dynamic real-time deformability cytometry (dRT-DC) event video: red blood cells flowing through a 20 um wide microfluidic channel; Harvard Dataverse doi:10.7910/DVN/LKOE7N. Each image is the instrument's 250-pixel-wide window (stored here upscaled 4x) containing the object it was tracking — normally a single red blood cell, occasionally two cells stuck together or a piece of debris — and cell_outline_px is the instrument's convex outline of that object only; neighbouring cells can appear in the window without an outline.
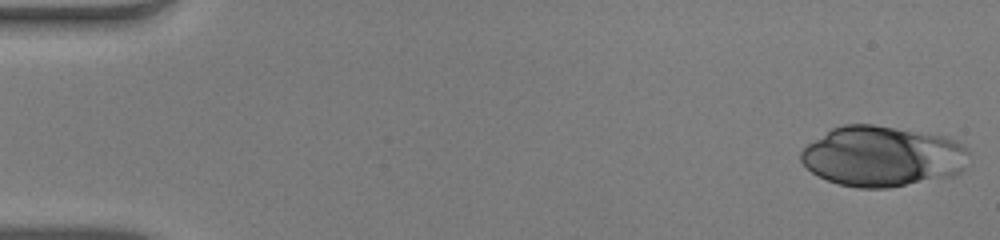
{"species": "human", "species_latin": "Homo sapiens", "temperature_condition": "warm", "stored_images_in_passage": 51, "camera_frame_rate_fps": 3000, "um_per_image_px": 0.085, "donor": {"sex": "male"}, "frame": {"image": 1, "passage_image": 1, "time_ms": 0.0, "image_size_px": [1000, 240], "cell_outline_px": [[968, 152], [964, 168], [956, 176], [888, 188], [856, 188], [840, 184], [828, 180], [812, 172], [800, 160], [800, 152], [808, 144], [832, 128], [844, 124], [872, 124], [948, 136], [956, 140], [968, 148]], "centroid_in_image_um": [75.04, 13.29], "position_along_channel_um": 10.0, "area_um2": 59.48}}
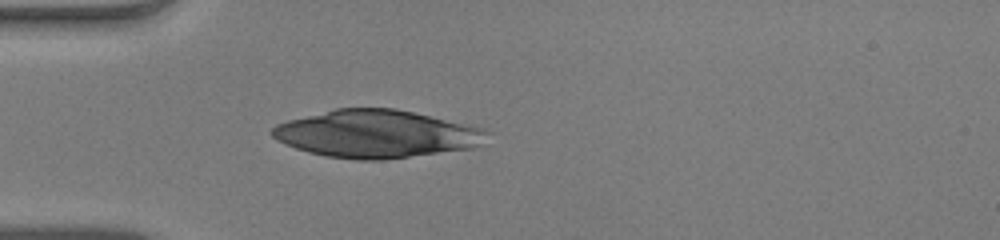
{"frame": {"image": 2, "passage_image": 15, "time_ms": 4.667, "image_size_px": [1000, 240], "cell_outline_px": [[492, 132], [480, 144], [472, 148], [384, 160], [356, 160], [324, 156], [308, 152], [296, 148], [276, 140], [268, 132], [276, 124], [288, 120], [336, 108], [396, 108], [488, 128]], "centroid_in_image_um": [32.02, 11.38], "position_along_channel_um": 53.0, "area_um2": 60.17}}